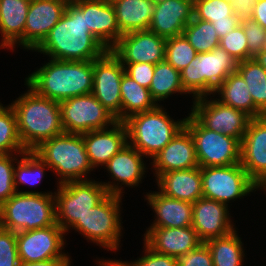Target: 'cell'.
<instances>
[{
    "instance_id": "obj_1",
    "label": "cell",
    "mask_w": 266,
    "mask_h": 266,
    "mask_svg": "<svg viewBox=\"0 0 266 266\" xmlns=\"http://www.w3.org/2000/svg\"><path fill=\"white\" fill-rule=\"evenodd\" d=\"M35 51L56 60L90 61L108 50L86 27L84 12L70 0L61 19Z\"/></svg>"
},
{
    "instance_id": "obj_2",
    "label": "cell",
    "mask_w": 266,
    "mask_h": 266,
    "mask_svg": "<svg viewBox=\"0 0 266 266\" xmlns=\"http://www.w3.org/2000/svg\"><path fill=\"white\" fill-rule=\"evenodd\" d=\"M50 59L27 77L25 85L38 95L57 102L92 93L93 60Z\"/></svg>"
},
{
    "instance_id": "obj_3",
    "label": "cell",
    "mask_w": 266,
    "mask_h": 266,
    "mask_svg": "<svg viewBox=\"0 0 266 266\" xmlns=\"http://www.w3.org/2000/svg\"><path fill=\"white\" fill-rule=\"evenodd\" d=\"M28 91L11 107L15 112L20 140L26 151H33L43 141L65 133L59 102Z\"/></svg>"
},
{
    "instance_id": "obj_4",
    "label": "cell",
    "mask_w": 266,
    "mask_h": 266,
    "mask_svg": "<svg viewBox=\"0 0 266 266\" xmlns=\"http://www.w3.org/2000/svg\"><path fill=\"white\" fill-rule=\"evenodd\" d=\"M52 192L18 191L0 206V227L12 232L42 229L56 223Z\"/></svg>"
},
{
    "instance_id": "obj_5",
    "label": "cell",
    "mask_w": 266,
    "mask_h": 266,
    "mask_svg": "<svg viewBox=\"0 0 266 266\" xmlns=\"http://www.w3.org/2000/svg\"><path fill=\"white\" fill-rule=\"evenodd\" d=\"M33 152L60 176L58 185L86 180V175L93 170L83 134L63 133L43 141Z\"/></svg>"
},
{
    "instance_id": "obj_6",
    "label": "cell",
    "mask_w": 266,
    "mask_h": 266,
    "mask_svg": "<svg viewBox=\"0 0 266 266\" xmlns=\"http://www.w3.org/2000/svg\"><path fill=\"white\" fill-rule=\"evenodd\" d=\"M81 180L59 185L54 192L56 201V223L65 232L98 205L108 194L122 196L119 183Z\"/></svg>"
},
{
    "instance_id": "obj_7",
    "label": "cell",
    "mask_w": 266,
    "mask_h": 266,
    "mask_svg": "<svg viewBox=\"0 0 266 266\" xmlns=\"http://www.w3.org/2000/svg\"><path fill=\"white\" fill-rule=\"evenodd\" d=\"M186 118L174 121L160 105L150 111L130 116L124 121L128 143L151 159L184 127ZM130 140V141H129Z\"/></svg>"
},
{
    "instance_id": "obj_8",
    "label": "cell",
    "mask_w": 266,
    "mask_h": 266,
    "mask_svg": "<svg viewBox=\"0 0 266 266\" xmlns=\"http://www.w3.org/2000/svg\"><path fill=\"white\" fill-rule=\"evenodd\" d=\"M238 62L223 48L216 47L211 52L198 53L180 71L181 83L194 99L207 97L231 74L236 72Z\"/></svg>"
},
{
    "instance_id": "obj_9",
    "label": "cell",
    "mask_w": 266,
    "mask_h": 266,
    "mask_svg": "<svg viewBox=\"0 0 266 266\" xmlns=\"http://www.w3.org/2000/svg\"><path fill=\"white\" fill-rule=\"evenodd\" d=\"M185 128L190 132L199 167H216L239 164L241 142L205 128L191 113L186 117Z\"/></svg>"
},
{
    "instance_id": "obj_10",
    "label": "cell",
    "mask_w": 266,
    "mask_h": 266,
    "mask_svg": "<svg viewBox=\"0 0 266 266\" xmlns=\"http://www.w3.org/2000/svg\"><path fill=\"white\" fill-rule=\"evenodd\" d=\"M120 195L108 194L71 227L86 239L109 250H118L121 236Z\"/></svg>"
},
{
    "instance_id": "obj_11",
    "label": "cell",
    "mask_w": 266,
    "mask_h": 266,
    "mask_svg": "<svg viewBox=\"0 0 266 266\" xmlns=\"http://www.w3.org/2000/svg\"><path fill=\"white\" fill-rule=\"evenodd\" d=\"M203 198L228 206L230 200L241 198L260 188L246 173L241 163L228 166L200 167Z\"/></svg>"
},
{
    "instance_id": "obj_12",
    "label": "cell",
    "mask_w": 266,
    "mask_h": 266,
    "mask_svg": "<svg viewBox=\"0 0 266 266\" xmlns=\"http://www.w3.org/2000/svg\"><path fill=\"white\" fill-rule=\"evenodd\" d=\"M59 106L65 133L83 134L109 128L117 122L92 93L61 101Z\"/></svg>"
},
{
    "instance_id": "obj_13",
    "label": "cell",
    "mask_w": 266,
    "mask_h": 266,
    "mask_svg": "<svg viewBox=\"0 0 266 266\" xmlns=\"http://www.w3.org/2000/svg\"><path fill=\"white\" fill-rule=\"evenodd\" d=\"M205 97L193 101L191 114L207 129L237 138L240 142L251 117L246 113Z\"/></svg>"
},
{
    "instance_id": "obj_14",
    "label": "cell",
    "mask_w": 266,
    "mask_h": 266,
    "mask_svg": "<svg viewBox=\"0 0 266 266\" xmlns=\"http://www.w3.org/2000/svg\"><path fill=\"white\" fill-rule=\"evenodd\" d=\"M124 72L121 61L110 50L93 60L92 94L117 121H121L120 86Z\"/></svg>"
},
{
    "instance_id": "obj_15",
    "label": "cell",
    "mask_w": 266,
    "mask_h": 266,
    "mask_svg": "<svg viewBox=\"0 0 266 266\" xmlns=\"http://www.w3.org/2000/svg\"><path fill=\"white\" fill-rule=\"evenodd\" d=\"M66 232L51 225L42 229L16 232L17 251L20 261L39 262L53 258H69L62 252Z\"/></svg>"
},
{
    "instance_id": "obj_16",
    "label": "cell",
    "mask_w": 266,
    "mask_h": 266,
    "mask_svg": "<svg viewBox=\"0 0 266 266\" xmlns=\"http://www.w3.org/2000/svg\"><path fill=\"white\" fill-rule=\"evenodd\" d=\"M166 39L149 30L123 34L110 50L121 63L157 64L165 60Z\"/></svg>"
},
{
    "instance_id": "obj_17",
    "label": "cell",
    "mask_w": 266,
    "mask_h": 266,
    "mask_svg": "<svg viewBox=\"0 0 266 266\" xmlns=\"http://www.w3.org/2000/svg\"><path fill=\"white\" fill-rule=\"evenodd\" d=\"M70 0H31L24 28V48L35 50L61 19Z\"/></svg>"
},
{
    "instance_id": "obj_18",
    "label": "cell",
    "mask_w": 266,
    "mask_h": 266,
    "mask_svg": "<svg viewBox=\"0 0 266 266\" xmlns=\"http://www.w3.org/2000/svg\"><path fill=\"white\" fill-rule=\"evenodd\" d=\"M240 163L259 187L266 182V115L249 122L241 141Z\"/></svg>"
},
{
    "instance_id": "obj_19",
    "label": "cell",
    "mask_w": 266,
    "mask_h": 266,
    "mask_svg": "<svg viewBox=\"0 0 266 266\" xmlns=\"http://www.w3.org/2000/svg\"><path fill=\"white\" fill-rule=\"evenodd\" d=\"M229 214L226 204L203 197L199 198L193 203L192 228L203 243L213 238L226 236L235 230Z\"/></svg>"
},
{
    "instance_id": "obj_20",
    "label": "cell",
    "mask_w": 266,
    "mask_h": 266,
    "mask_svg": "<svg viewBox=\"0 0 266 266\" xmlns=\"http://www.w3.org/2000/svg\"><path fill=\"white\" fill-rule=\"evenodd\" d=\"M85 14L86 27L100 43L111 50L123 35L113 4L99 0H72Z\"/></svg>"
},
{
    "instance_id": "obj_21",
    "label": "cell",
    "mask_w": 266,
    "mask_h": 266,
    "mask_svg": "<svg viewBox=\"0 0 266 266\" xmlns=\"http://www.w3.org/2000/svg\"><path fill=\"white\" fill-rule=\"evenodd\" d=\"M194 17V0H165L156 4L149 31L168 39L183 34Z\"/></svg>"
},
{
    "instance_id": "obj_22",
    "label": "cell",
    "mask_w": 266,
    "mask_h": 266,
    "mask_svg": "<svg viewBox=\"0 0 266 266\" xmlns=\"http://www.w3.org/2000/svg\"><path fill=\"white\" fill-rule=\"evenodd\" d=\"M112 126L111 129L104 128L83 133L88 160L93 169L99 165L104 166L128 143L125 123L117 121Z\"/></svg>"
},
{
    "instance_id": "obj_23",
    "label": "cell",
    "mask_w": 266,
    "mask_h": 266,
    "mask_svg": "<svg viewBox=\"0 0 266 266\" xmlns=\"http://www.w3.org/2000/svg\"><path fill=\"white\" fill-rule=\"evenodd\" d=\"M144 242L155 252L179 258L203 242L192 226L182 228H148Z\"/></svg>"
},
{
    "instance_id": "obj_24",
    "label": "cell",
    "mask_w": 266,
    "mask_h": 266,
    "mask_svg": "<svg viewBox=\"0 0 266 266\" xmlns=\"http://www.w3.org/2000/svg\"><path fill=\"white\" fill-rule=\"evenodd\" d=\"M152 160L156 178L169 171L199 167L193 138L185 127Z\"/></svg>"
},
{
    "instance_id": "obj_25",
    "label": "cell",
    "mask_w": 266,
    "mask_h": 266,
    "mask_svg": "<svg viewBox=\"0 0 266 266\" xmlns=\"http://www.w3.org/2000/svg\"><path fill=\"white\" fill-rule=\"evenodd\" d=\"M156 181L159 192L168 197L191 203L203 197L200 167L162 173Z\"/></svg>"
},
{
    "instance_id": "obj_26",
    "label": "cell",
    "mask_w": 266,
    "mask_h": 266,
    "mask_svg": "<svg viewBox=\"0 0 266 266\" xmlns=\"http://www.w3.org/2000/svg\"><path fill=\"white\" fill-rule=\"evenodd\" d=\"M146 200L157 215L149 228L192 226L193 203L174 199L160 192L147 193Z\"/></svg>"
},
{
    "instance_id": "obj_27",
    "label": "cell",
    "mask_w": 266,
    "mask_h": 266,
    "mask_svg": "<svg viewBox=\"0 0 266 266\" xmlns=\"http://www.w3.org/2000/svg\"><path fill=\"white\" fill-rule=\"evenodd\" d=\"M31 0H0L1 48H24V28Z\"/></svg>"
},
{
    "instance_id": "obj_28",
    "label": "cell",
    "mask_w": 266,
    "mask_h": 266,
    "mask_svg": "<svg viewBox=\"0 0 266 266\" xmlns=\"http://www.w3.org/2000/svg\"><path fill=\"white\" fill-rule=\"evenodd\" d=\"M142 156L136 148L127 143L104 166L114 182H121L120 186H138L146 172Z\"/></svg>"
},
{
    "instance_id": "obj_29",
    "label": "cell",
    "mask_w": 266,
    "mask_h": 266,
    "mask_svg": "<svg viewBox=\"0 0 266 266\" xmlns=\"http://www.w3.org/2000/svg\"><path fill=\"white\" fill-rule=\"evenodd\" d=\"M113 6L122 34L149 29L155 7L151 0H116Z\"/></svg>"
},
{
    "instance_id": "obj_30",
    "label": "cell",
    "mask_w": 266,
    "mask_h": 266,
    "mask_svg": "<svg viewBox=\"0 0 266 266\" xmlns=\"http://www.w3.org/2000/svg\"><path fill=\"white\" fill-rule=\"evenodd\" d=\"M213 93H219L221 99H217V101L246 113L252 119L265 116L254 105L249 88L237 71L231 73Z\"/></svg>"
},
{
    "instance_id": "obj_31",
    "label": "cell",
    "mask_w": 266,
    "mask_h": 266,
    "mask_svg": "<svg viewBox=\"0 0 266 266\" xmlns=\"http://www.w3.org/2000/svg\"><path fill=\"white\" fill-rule=\"evenodd\" d=\"M194 16L211 22L220 39L240 24L232 3L225 0H194Z\"/></svg>"
},
{
    "instance_id": "obj_32",
    "label": "cell",
    "mask_w": 266,
    "mask_h": 266,
    "mask_svg": "<svg viewBox=\"0 0 266 266\" xmlns=\"http://www.w3.org/2000/svg\"><path fill=\"white\" fill-rule=\"evenodd\" d=\"M121 122L130 116L150 111L159 104L152 98L149 89L140 86L125 72L121 79Z\"/></svg>"
},
{
    "instance_id": "obj_33",
    "label": "cell",
    "mask_w": 266,
    "mask_h": 266,
    "mask_svg": "<svg viewBox=\"0 0 266 266\" xmlns=\"http://www.w3.org/2000/svg\"><path fill=\"white\" fill-rule=\"evenodd\" d=\"M212 254L213 266H242L243 243L237 231L205 242Z\"/></svg>"
},
{
    "instance_id": "obj_34",
    "label": "cell",
    "mask_w": 266,
    "mask_h": 266,
    "mask_svg": "<svg viewBox=\"0 0 266 266\" xmlns=\"http://www.w3.org/2000/svg\"><path fill=\"white\" fill-rule=\"evenodd\" d=\"M149 91L155 102L163 101L176 92L187 94L181 83L180 72L165 60L155 64Z\"/></svg>"
},
{
    "instance_id": "obj_35",
    "label": "cell",
    "mask_w": 266,
    "mask_h": 266,
    "mask_svg": "<svg viewBox=\"0 0 266 266\" xmlns=\"http://www.w3.org/2000/svg\"><path fill=\"white\" fill-rule=\"evenodd\" d=\"M236 71L246 82L254 105L266 115V70L252 58L238 62Z\"/></svg>"
},
{
    "instance_id": "obj_36",
    "label": "cell",
    "mask_w": 266,
    "mask_h": 266,
    "mask_svg": "<svg viewBox=\"0 0 266 266\" xmlns=\"http://www.w3.org/2000/svg\"><path fill=\"white\" fill-rule=\"evenodd\" d=\"M26 152L18 133L17 119L11 105L0 103V155Z\"/></svg>"
},
{
    "instance_id": "obj_37",
    "label": "cell",
    "mask_w": 266,
    "mask_h": 266,
    "mask_svg": "<svg viewBox=\"0 0 266 266\" xmlns=\"http://www.w3.org/2000/svg\"><path fill=\"white\" fill-rule=\"evenodd\" d=\"M183 34L197 53L211 52L219 47L220 38L213 24L197 19L195 16L184 28Z\"/></svg>"
},
{
    "instance_id": "obj_38",
    "label": "cell",
    "mask_w": 266,
    "mask_h": 266,
    "mask_svg": "<svg viewBox=\"0 0 266 266\" xmlns=\"http://www.w3.org/2000/svg\"><path fill=\"white\" fill-rule=\"evenodd\" d=\"M21 160L17 162V167L14 168V186L18 192L19 184H38L44 176V169L49 167L42 159L33 151H26L21 154Z\"/></svg>"
},
{
    "instance_id": "obj_39",
    "label": "cell",
    "mask_w": 266,
    "mask_h": 266,
    "mask_svg": "<svg viewBox=\"0 0 266 266\" xmlns=\"http://www.w3.org/2000/svg\"><path fill=\"white\" fill-rule=\"evenodd\" d=\"M197 52L184 34L166 39L165 61L179 72L197 56Z\"/></svg>"
},
{
    "instance_id": "obj_40",
    "label": "cell",
    "mask_w": 266,
    "mask_h": 266,
    "mask_svg": "<svg viewBox=\"0 0 266 266\" xmlns=\"http://www.w3.org/2000/svg\"><path fill=\"white\" fill-rule=\"evenodd\" d=\"M145 256L129 262L118 260L97 261L99 266H178V258L160 254L151 249L145 242Z\"/></svg>"
},
{
    "instance_id": "obj_41",
    "label": "cell",
    "mask_w": 266,
    "mask_h": 266,
    "mask_svg": "<svg viewBox=\"0 0 266 266\" xmlns=\"http://www.w3.org/2000/svg\"><path fill=\"white\" fill-rule=\"evenodd\" d=\"M219 46L226 50L237 62L249 59L247 38L240 24L220 39Z\"/></svg>"
},
{
    "instance_id": "obj_42",
    "label": "cell",
    "mask_w": 266,
    "mask_h": 266,
    "mask_svg": "<svg viewBox=\"0 0 266 266\" xmlns=\"http://www.w3.org/2000/svg\"><path fill=\"white\" fill-rule=\"evenodd\" d=\"M13 156V154L0 155V206L17 192L14 186L16 165L13 162L18 159Z\"/></svg>"
},
{
    "instance_id": "obj_43",
    "label": "cell",
    "mask_w": 266,
    "mask_h": 266,
    "mask_svg": "<svg viewBox=\"0 0 266 266\" xmlns=\"http://www.w3.org/2000/svg\"><path fill=\"white\" fill-rule=\"evenodd\" d=\"M19 262L16 232L0 227V266H18Z\"/></svg>"
},
{
    "instance_id": "obj_44",
    "label": "cell",
    "mask_w": 266,
    "mask_h": 266,
    "mask_svg": "<svg viewBox=\"0 0 266 266\" xmlns=\"http://www.w3.org/2000/svg\"><path fill=\"white\" fill-rule=\"evenodd\" d=\"M240 25L247 38L249 59H252L265 47L266 30L253 19L244 21Z\"/></svg>"
},
{
    "instance_id": "obj_45",
    "label": "cell",
    "mask_w": 266,
    "mask_h": 266,
    "mask_svg": "<svg viewBox=\"0 0 266 266\" xmlns=\"http://www.w3.org/2000/svg\"><path fill=\"white\" fill-rule=\"evenodd\" d=\"M178 266H213L210 249L206 243L200 244L186 255L180 256Z\"/></svg>"
},
{
    "instance_id": "obj_46",
    "label": "cell",
    "mask_w": 266,
    "mask_h": 266,
    "mask_svg": "<svg viewBox=\"0 0 266 266\" xmlns=\"http://www.w3.org/2000/svg\"><path fill=\"white\" fill-rule=\"evenodd\" d=\"M122 65L128 76L133 78L140 86L149 89L154 74V64L122 63Z\"/></svg>"
},
{
    "instance_id": "obj_47",
    "label": "cell",
    "mask_w": 266,
    "mask_h": 266,
    "mask_svg": "<svg viewBox=\"0 0 266 266\" xmlns=\"http://www.w3.org/2000/svg\"><path fill=\"white\" fill-rule=\"evenodd\" d=\"M258 0H232L234 15L240 23L252 19L253 7Z\"/></svg>"
},
{
    "instance_id": "obj_48",
    "label": "cell",
    "mask_w": 266,
    "mask_h": 266,
    "mask_svg": "<svg viewBox=\"0 0 266 266\" xmlns=\"http://www.w3.org/2000/svg\"><path fill=\"white\" fill-rule=\"evenodd\" d=\"M252 19L266 30V0H258L253 7Z\"/></svg>"
},
{
    "instance_id": "obj_49",
    "label": "cell",
    "mask_w": 266,
    "mask_h": 266,
    "mask_svg": "<svg viewBox=\"0 0 266 266\" xmlns=\"http://www.w3.org/2000/svg\"><path fill=\"white\" fill-rule=\"evenodd\" d=\"M70 258H53L39 262L20 261L18 266H70Z\"/></svg>"
},
{
    "instance_id": "obj_50",
    "label": "cell",
    "mask_w": 266,
    "mask_h": 266,
    "mask_svg": "<svg viewBox=\"0 0 266 266\" xmlns=\"http://www.w3.org/2000/svg\"><path fill=\"white\" fill-rule=\"evenodd\" d=\"M253 58L266 70V49H263Z\"/></svg>"
},
{
    "instance_id": "obj_51",
    "label": "cell",
    "mask_w": 266,
    "mask_h": 266,
    "mask_svg": "<svg viewBox=\"0 0 266 266\" xmlns=\"http://www.w3.org/2000/svg\"><path fill=\"white\" fill-rule=\"evenodd\" d=\"M99 1H102L104 3H110V4H113L116 0H99Z\"/></svg>"
},
{
    "instance_id": "obj_52",
    "label": "cell",
    "mask_w": 266,
    "mask_h": 266,
    "mask_svg": "<svg viewBox=\"0 0 266 266\" xmlns=\"http://www.w3.org/2000/svg\"><path fill=\"white\" fill-rule=\"evenodd\" d=\"M155 5L164 2L165 0H151Z\"/></svg>"
},
{
    "instance_id": "obj_53",
    "label": "cell",
    "mask_w": 266,
    "mask_h": 266,
    "mask_svg": "<svg viewBox=\"0 0 266 266\" xmlns=\"http://www.w3.org/2000/svg\"><path fill=\"white\" fill-rule=\"evenodd\" d=\"M260 189H265L266 190V182L262 186H260Z\"/></svg>"
}]
</instances>
